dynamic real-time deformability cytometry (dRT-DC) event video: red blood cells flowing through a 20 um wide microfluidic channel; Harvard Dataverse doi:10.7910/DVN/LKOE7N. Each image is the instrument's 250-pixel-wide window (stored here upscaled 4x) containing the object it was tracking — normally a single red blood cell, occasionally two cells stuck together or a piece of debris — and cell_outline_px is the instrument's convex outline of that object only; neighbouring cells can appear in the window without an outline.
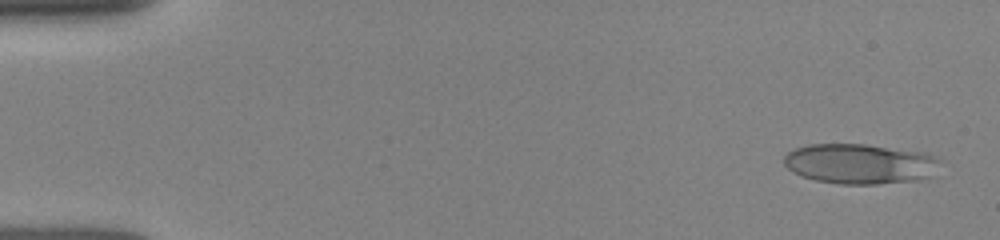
{"species": "human", "species_latin": "Homo sapiens", "temperature_condition": "room temperature", "stored_images_in_passage": 34, "camera_frame_rate_fps": 3000, "um_per_image_px": 0.085, "donor": {"sex": "female"}, "frame": {"image": 1, "passage_image": 1, "time_ms": 0.0, "image_size_px": [1000, 240], "cell_outline_px": [[940, 160], [932, 176], [924, 180], [876, 184], [840, 184], [816, 180], [800, 176], [792, 172], [784, 164], [784, 156], [788, 152], [796, 148], [808, 144], [864, 144], [924, 152]], "centroid_in_image_um": [73.09, 13.93], "position_along_channel_um": 11.9, "area_um2": 36.65}}
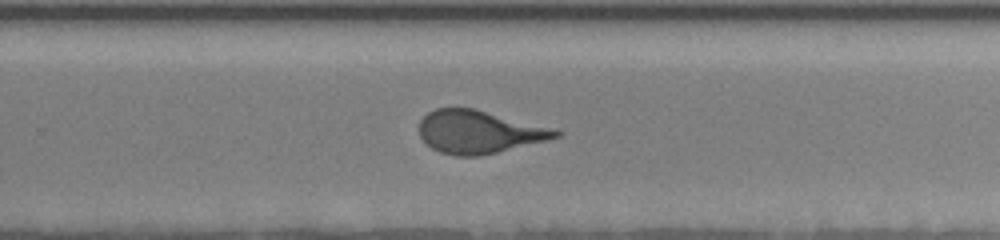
{"frame": {"image": 2, "passage_image": 19, "time_ms": 10.0, "image_size_px": [1000, 240], "cell_outline_px": [[564, 132], [560, 136], [496, 152], [476, 156], [456, 156], [440, 152], [432, 148], [420, 136], [420, 120], [428, 112], [436, 108], [476, 108]], "centroid_in_image_um": [40.66, 11.2], "position_along_channel_um": 289.1, "area_um2": 33.47}}
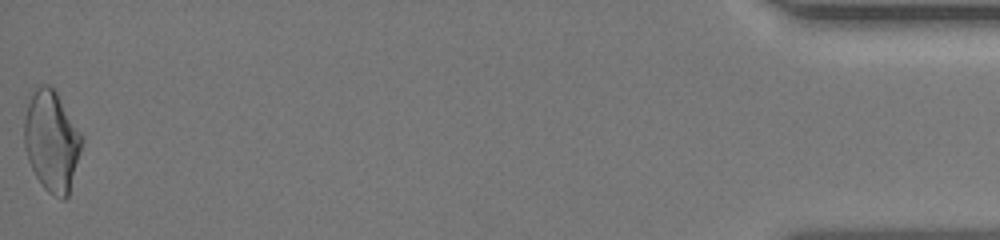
{"frame": {"image": 3, "passage_image": 34, "time_ms": 15.667, "image_size_px": [1000, 240], "cell_outline_px": [[84, 140], [68, 196], [64, 200], [60, 200], [48, 192], [44, 188], [36, 176], [28, 160], [24, 144], [24, 120], [28, 104], [36, 88], [40, 84], [48, 84], [56, 92], [84, 136]], "centroid_in_image_um": [4.41, 12.02], "position_along_channel_um": 430.8, "area_um2": 33.76}}